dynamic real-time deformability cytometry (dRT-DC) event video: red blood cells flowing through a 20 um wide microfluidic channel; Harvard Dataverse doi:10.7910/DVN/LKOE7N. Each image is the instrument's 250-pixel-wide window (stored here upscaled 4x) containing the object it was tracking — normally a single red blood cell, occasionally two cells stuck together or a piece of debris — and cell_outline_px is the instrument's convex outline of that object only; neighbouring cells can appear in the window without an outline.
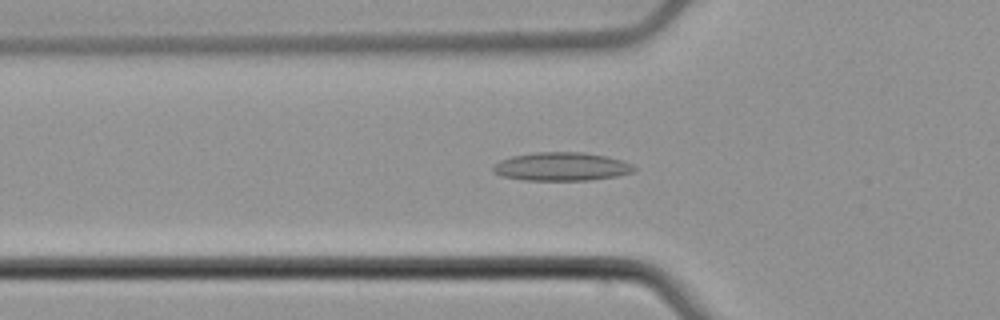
{"species": "common noctule bat (a hibernating species)", "species_latin": "Nyctalus noctula", "temperature_condition": "cold", "stored_images_in_passage": 49, "camera_frame_rate_fps": 3000, "um_per_image_px": 0.085, "animal": {"sex": "male", "body_mass_g": 21.5, "forearm_length_mm": 52.0}, "frame": {"image": 1, "passage_image": 12, "time_ms": 3.667, "image_size_px": [1000, 320], "cell_outline_px": [[636, 172], [616, 176], [592, 180], [524, 180], [504, 176], [492, 172], [492, 168], [500, 160], [512, 156], [536, 152], [584, 152], [604, 156], [620, 160], [632, 164], [636, 168]], "centroid_in_image_um": [47.75, 14.16], "position_along_channel_um": 78.1, "area_um2": 23.29}}
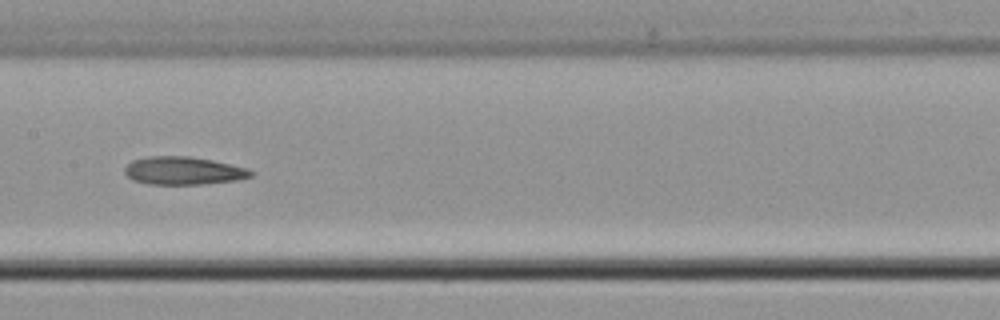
{"frame": {"image": 2, "passage_image": 21, "time_ms": 6.667, "image_size_px": [1000, 320], "cell_outline_px": [[256, 172], [252, 176], [236, 180], [204, 184], [148, 184], [132, 180], [124, 172], [124, 168], [132, 160], [148, 156], [188, 156], [212, 160], [248, 168]], "centroid_in_image_um": [15.59, 14.51], "position_along_channel_um": 191.8, "area_um2": 20.63}}
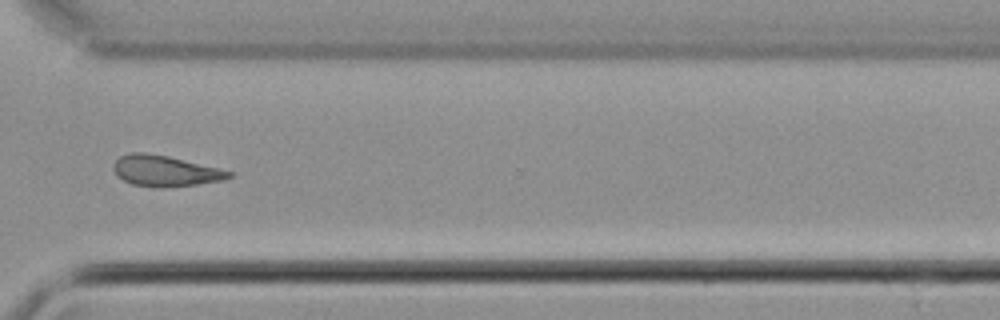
{"frame": {"image": 3, "passage_image": 34, "time_ms": 11.0, "image_size_px": [1000, 320], "cell_outline_px": [[232, 176], [224, 180], [196, 184], [160, 188], [152, 188], [132, 184], [116, 176], [112, 168], [112, 164], [120, 156], [128, 152], [144, 152], [168, 156], [232, 172]], "centroid_in_image_um": [13.95, 14.53], "position_along_channel_um": 356.6, "area_um2": 20.75}, "authors_computed_cell_mechanics": {"area_um2": 20.6346, "velocity_mm_per_s": 3.7879, "shape_relaxation_time_tau1_ms": 5.5695, "shape_relaxation_time_tau2_ms": 4.4939, "deformation_change_tau1": 0.1101, "deformation_change_tau2": 0.0985}}